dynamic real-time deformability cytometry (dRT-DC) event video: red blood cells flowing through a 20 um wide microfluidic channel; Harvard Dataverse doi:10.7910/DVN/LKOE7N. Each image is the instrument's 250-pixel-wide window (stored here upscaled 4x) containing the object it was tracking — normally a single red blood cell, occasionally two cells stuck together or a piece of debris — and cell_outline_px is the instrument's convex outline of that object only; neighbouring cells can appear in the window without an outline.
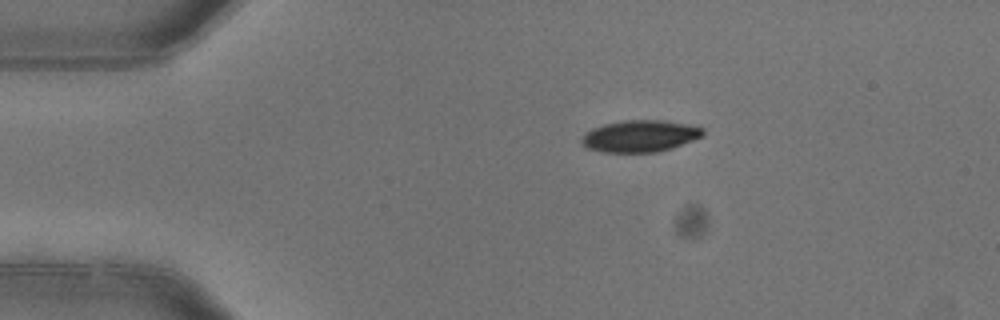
{"species": "common noctule bat (a hibernating species)", "species_latin": "Nyctalus noctula", "temperature_condition": "warm", "stored_images_in_passage": 3, "segment_of_instrument_passage": [1, 2], "camera_frame_rate_fps": 3000, "um_per_image_px": 0.085, "animal": {"sex": "female"}, "frame": {"image": 1, "passage_image": 1, "time_ms": 0.0, "image_size_px": [1000, 320], "cell_outline_px": [[704, 136], [656, 152], [604, 152], [588, 148], [580, 140], [584, 132], [592, 128], [604, 124], [620, 120], [664, 120], [692, 124], [704, 128]], "centroid_in_image_um": [54.4, 11.54], "position_along_channel_um": 30.6, "area_um2": 22.48}}